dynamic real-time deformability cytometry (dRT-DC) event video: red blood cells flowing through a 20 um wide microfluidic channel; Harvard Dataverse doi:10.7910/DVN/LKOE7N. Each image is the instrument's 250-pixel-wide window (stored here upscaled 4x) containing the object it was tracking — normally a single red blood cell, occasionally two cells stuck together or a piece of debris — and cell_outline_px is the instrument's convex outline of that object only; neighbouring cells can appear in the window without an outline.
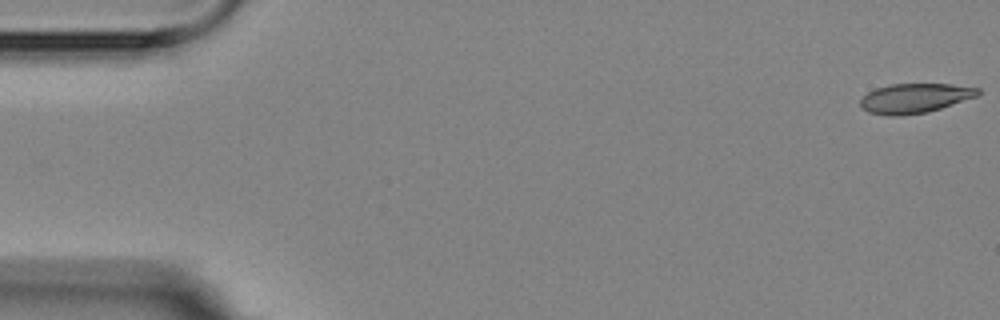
{"species": "Egyptian fruit bat (a non-hibernating species)", "species_latin": "Rousettus aegyptiacus", "temperature_condition": "room temperature", "stored_images_in_passage": 5, "camera_frame_rate_fps": 3000, "um_per_image_px": 0.085, "animal": {"sex": "female"}, "frame": {"image": 1, "passage_image": 1, "time_ms": 0.0, "image_size_px": [1000, 320], "cell_outline_px": [[980, 92], [976, 96], [928, 112], [904, 116], [888, 116], [868, 112], [860, 108], [860, 100], [868, 92], [876, 88], [888, 84], [952, 84], [980, 88]], "centroid_in_image_um": [77.71, 8.35], "position_along_channel_um": 7.3, "area_um2": 20.35}}
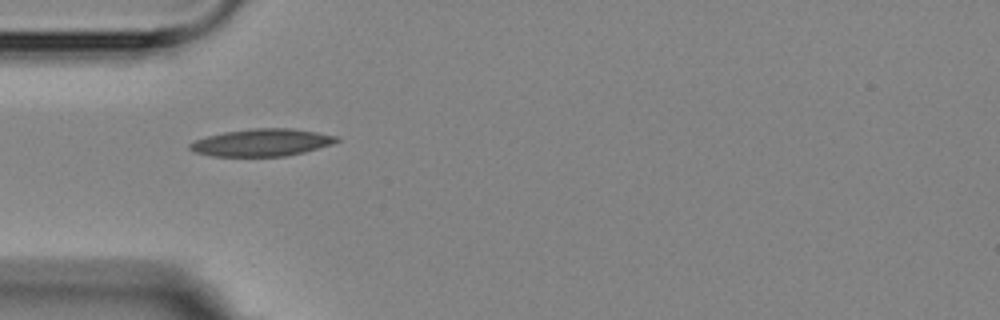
{"frame": {"image": 2, "passage_image": 5, "time_ms": 5.333, "image_size_px": [1000, 320], "cell_outline_px": [[340, 140], [332, 144], [304, 152], [284, 156], [212, 156], [192, 152], [188, 148], [188, 144], [196, 140], [208, 136], [224, 132], [252, 128], [292, 128], [340, 136]], "centroid_in_image_um": [22.25, 12.11], "position_along_channel_um": 62.7, "area_um2": 23.41}}